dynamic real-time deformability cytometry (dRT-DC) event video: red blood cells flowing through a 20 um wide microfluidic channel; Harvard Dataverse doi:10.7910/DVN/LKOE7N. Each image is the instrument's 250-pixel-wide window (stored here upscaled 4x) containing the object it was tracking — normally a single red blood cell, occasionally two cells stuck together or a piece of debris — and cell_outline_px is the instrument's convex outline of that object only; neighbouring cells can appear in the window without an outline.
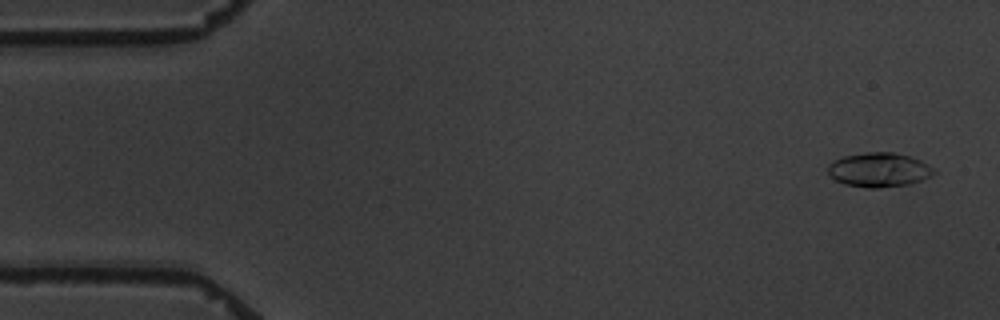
{"species": "common noctule bat (a hibernating species)", "species_latin": "Nyctalus noctula", "temperature_condition": "warm", "stored_images_in_passage": 5, "camera_frame_rate_fps": 3000, "um_per_image_px": 0.085, "animal": {"sex": "male", "body_mass_g": 19.5, "forearm_length_mm": 54.6}, "frame": {"image": 1, "passage_image": 1, "time_ms": 0.0, "image_size_px": [1000, 320], "cell_outline_px": [[936, 172], [920, 180], [908, 184], [880, 188], [868, 188], [844, 184], [836, 180], [828, 172], [828, 164], [832, 160], [844, 156], [864, 152], [892, 152], [908, 156], [920, 160], [932, 168]], "centroid_in_image_um": [74.66, 14.43], "position_along_channel_um": 10.3, "area_um2": 20.98}}
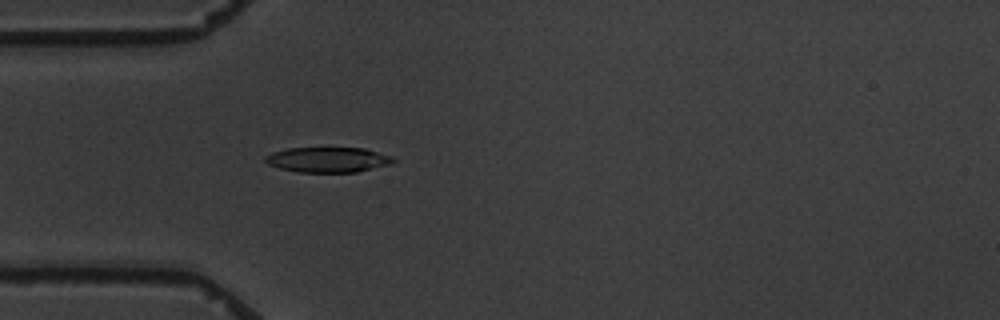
{"frame": {"image": 2, "passage_image": 5, "time_ms": 4.667, "image_size_px": [1000, 320], "cell_outline_px": [[396, 160], [392, 164], [356, 172], [300, 172], [280, 168], [268, 164], [264, 160], [264, 156], [272, 152], [288, 148], [364, 148], [392, 156]], "centroid_in_image_um": [27.88, 13.57], "position_along_channel_um": 57.1, "area_um2": 18.79}}